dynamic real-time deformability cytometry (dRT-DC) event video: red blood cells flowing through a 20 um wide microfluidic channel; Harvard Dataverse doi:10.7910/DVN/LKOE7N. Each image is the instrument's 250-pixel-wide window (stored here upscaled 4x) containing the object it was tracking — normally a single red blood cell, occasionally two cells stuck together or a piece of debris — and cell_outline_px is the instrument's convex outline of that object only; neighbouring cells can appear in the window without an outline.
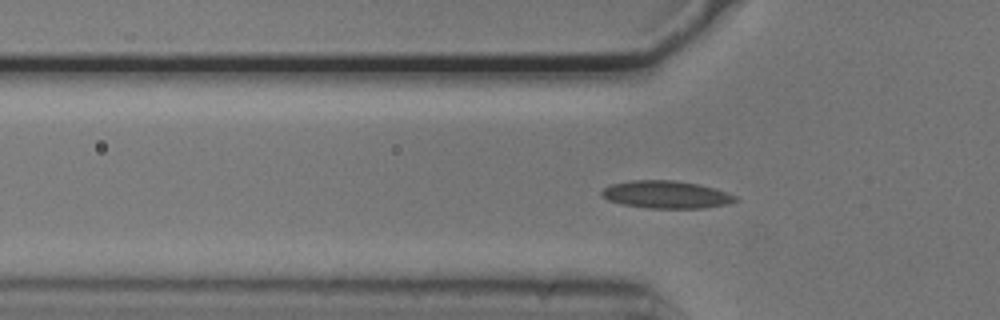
{"species": "common noctule bat (a hibernating species)", "species_latin": "Nyctalus noctula", "temperature_condition": "cold", "stored_images_in_passage": 45, "camera_frame_rate_fps": 3000, "um_per_image_px": 0.085, "animal": {"sex": "male", "body_mass_g": 20.5, "forearm_length_mm": 52.5}, "frame": {"image": 1, "passage_image": 7, "time_ms": 2.0, "image_size_px": [1000, 320], "cell_outline_px": [[740, 200], [728, 204], [704, 208], [648, 208], [624, 204], [608, 200], [600, 192], [604, 188], [612, 184], [632, 180], [676, 180], [700, 184], [716, 188], [736, 196]], "centroid_in_image_um": [56.69, 16.53], "position_along_channel_um": 69.1, "area_um2": 21.5}}
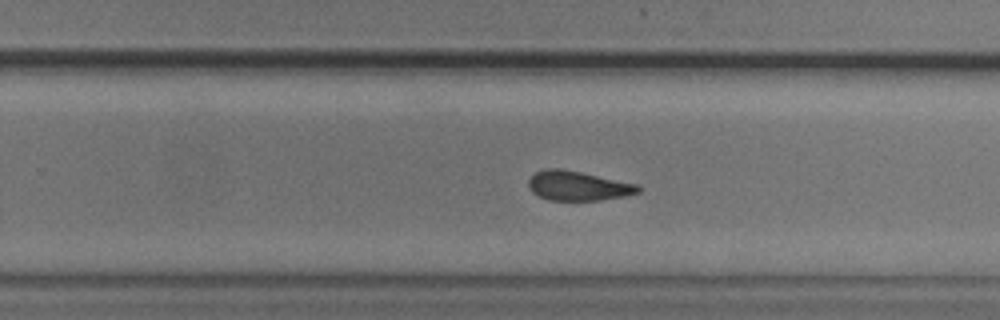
{"frame": {"image": 2, "passage_image": 24, "time_ms": 7.667, "image_size_px": [1000, 320], "cell_outline_px": [[640, 192], [624, 196], [600, 200], [548, 200], [532, 192], [528, 184], [528, 180], [536, 172], [544, 168], [560, 168], [580, 172], [636, 184], [640, 188]], "centroid_in_image_um": [49.09, 15.79], "position_along_channel_um": 280.7, "area_um2": 18.61}}
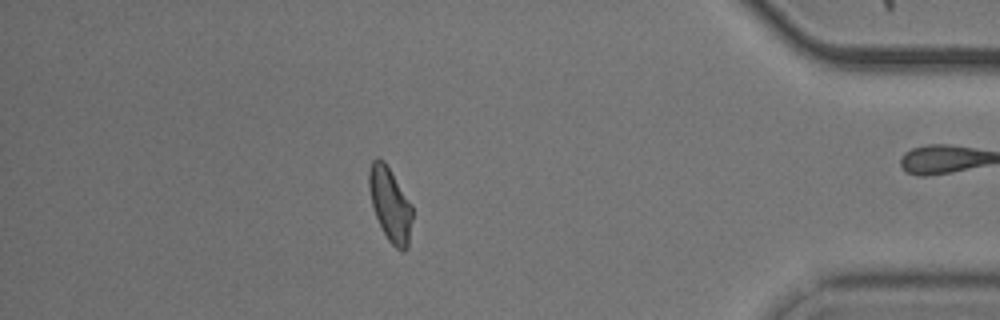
{"frame": {"image": 3, "passage_image": 37, "time_ms": 12.0, "image_size_px": [1000, 320], "cell_outline_px": [[412, 220], [408, 248], [404, 252], [400, 252], [388, 240], [376, 216], [372, 204], [368, 184], [368, 172], [372, 160], [376, 156], [384, 160], [412, 204]], "centroid_in_image_um": [33.17, 17.37], "position_along_channel_um": 402.0, "area_um2": 18.73}, "authors_computed_cell_mechanics": {"area_um2": 19.2474, "velocity_mm_per_s": 3.729, "shape_relaxation_time_tau1_ms": 2.5169, "shape_relaxation_time_tau2_ms": 2.178, "deformation_change_tau1": 0.1061, "deformation_change_tau2": 0.0928}}